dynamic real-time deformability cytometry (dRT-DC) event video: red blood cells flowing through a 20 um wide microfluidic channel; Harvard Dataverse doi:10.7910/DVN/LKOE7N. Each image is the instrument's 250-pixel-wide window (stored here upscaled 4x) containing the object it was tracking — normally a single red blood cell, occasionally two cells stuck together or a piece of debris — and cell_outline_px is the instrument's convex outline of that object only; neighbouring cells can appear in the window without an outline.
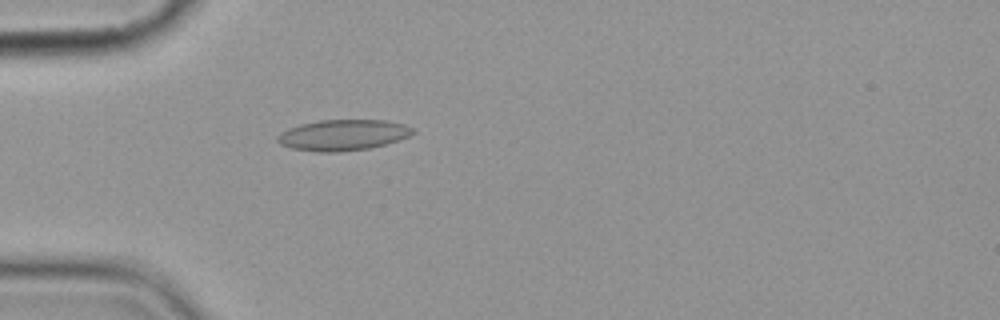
{"species": "common noctule bat (a hibernating species)", "species_latin": "Nyctalus noctula", "temperature_condition": "cold", "stored_images_in_passage": 5, "camera_frame_rate_fps": 3000, "um_per_image_px": 0.085, "animal": {"sex": "female", "body_mass_g": 19.9}, "frame": {"image": 1, "passage_image": 5, "time_ms": 4.667, "image_size_px": [1000, 320], "cell_outline_px": [[416, 132], [408, 136], [384, 144], [368, 148], [340, 152], [316, 152], [292, 148], [280, 144], [276, 140], [276, 136], [280, 132], [288, 128], [300, 124], [320, 120], [384, 120], [404, 124], [416, 128]], "centroid_in_image_um": [29.13, 11.47], "position_along_channel_um": 55.9, "area_um2": 24.39}}